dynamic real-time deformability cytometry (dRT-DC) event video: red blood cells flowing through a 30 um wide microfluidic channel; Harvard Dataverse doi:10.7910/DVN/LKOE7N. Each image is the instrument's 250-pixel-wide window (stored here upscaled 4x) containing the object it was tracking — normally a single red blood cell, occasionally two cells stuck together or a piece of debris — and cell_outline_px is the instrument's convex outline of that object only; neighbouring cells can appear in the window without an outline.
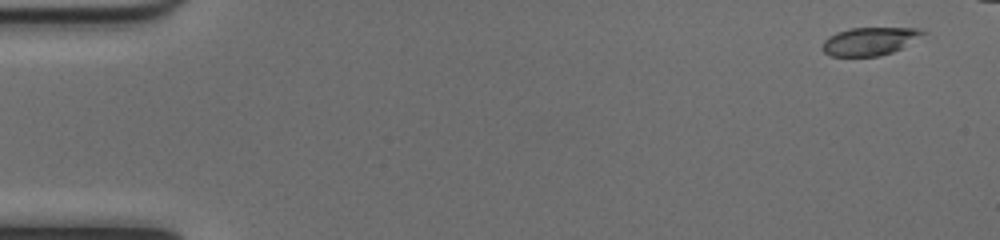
{"species": "common noctule bat (a hibernating species)", "species_latin": "Nyctalus noctula", "temperature_condition": "cold", "stored_images_in_passage": 45, "camera_frame_rate_fps": 3000, "um_per_image_px": 0.085, "animal": {"sex": "female", "body_mass_g": 17.0, "forearm_length_mm": 48.0}, "frame": {"image": 1, "passage_image": 1, "time_ms": 0.0, "image_size_px": [1000, 240], "cell_outline_px": [[928, 32], [900, 48], [892, 52], [880, 56], [832, 56], [824, 52], [820, 48], [824, 40], [828, 36], [836, 32], [848, 28], [920, 28]], "centroid_in_image_um": [73.88, 3.5], "position_along_channel_um": 11.1, "area_um2": 16.42}}
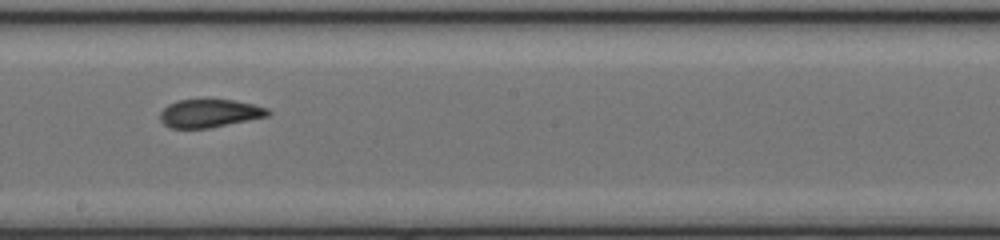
{"frame": {"image": 2, "passage_image": 28, "time_ms": 9.0, "image_size_px": [1000, 240], "cell_outline_px": [[272, 112], [268, 116], [208, 128], [172, 128], [164, 124], [160, 120], [160, 112], [168, 104], [176, 100], [208, 96], [232, 100], [252, 104], [268, 108]], "centroid_in_image_um": [17.78, 9.57], "position_along_channel_um": 230.4, "area_um2": 18.32}}
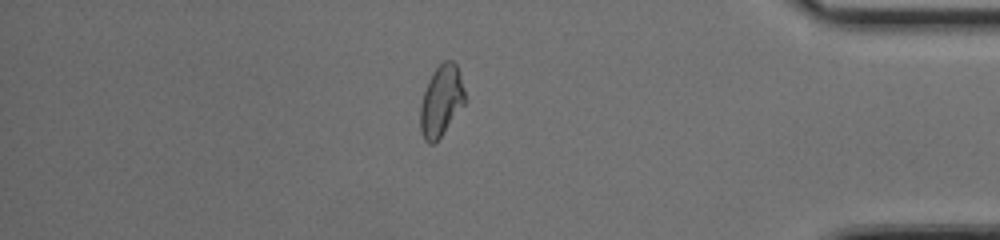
{"frame": {"image": 3, "passage_image": 43, "time_ms": 14.0, "image_size_px": [1000, 240], "cell_outline_px": [[464, 104], [440, 136], [432, 144], [428, 144], [424, 140], [420, 132], [420, 104], [428, 80], [432, 72], [444, 60], [452, 60], [456, 64], [460, 72], [464, 92]], "centroid_in_image_um": [37.47, 8.55], "position_along_channel_um": 397.7, "area_um2": 18.26}, "authors_computed_cell_mechanics": {"area_um2": 18.207, "velocity_mm_per_s": 4.0233, "shape_relaxation_time_tau1_ms": 5.4396, "shape_relaxation_time_tau2_ms": 1.6701, "deformation_change_tau1": 0.1723, "deformation_change_tau2": 0.0684}}